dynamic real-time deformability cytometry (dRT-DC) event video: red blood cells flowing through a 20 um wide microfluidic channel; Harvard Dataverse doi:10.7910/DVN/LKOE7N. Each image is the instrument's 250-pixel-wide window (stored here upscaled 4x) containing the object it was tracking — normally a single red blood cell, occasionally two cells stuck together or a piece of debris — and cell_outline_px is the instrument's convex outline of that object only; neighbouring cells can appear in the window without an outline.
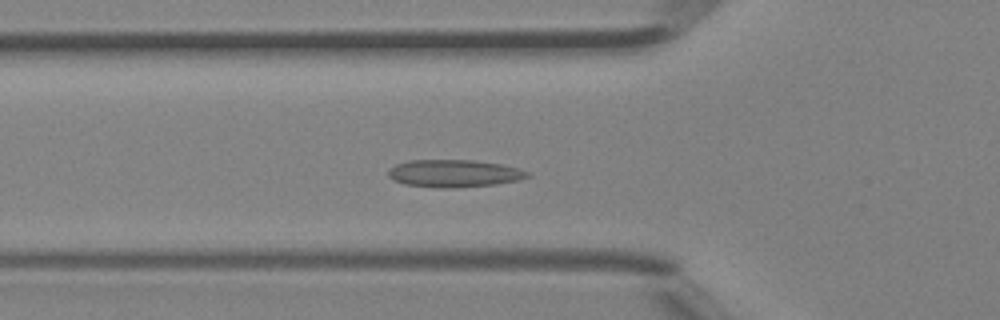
{"species": "Egyptian fruit bat (a non-hibernating species)", "species_latin": "Rousettus aegyptiacus", "temperature_condition": "room temperature", "stored_images_in_passage": 37, "camera_frame_rate_fps": 3000, "um_per_image_px": 0.085, "animal": {"sex": "female"}, "frame": {"image": 1, "passage_image": 7, "time_ms": 2.0, "image_size_px": [1000, 320], "cell_outline_px": [[532, 176], [520, 180], [496, 184], [444, 188], [440, 188], [404, 184], [392, 180], [388, 176], [388, 168], [396, 164], [408, 160], [472, 160], [500, 164], [520, 168], [528, 172]], "centroid_in_image_um": [38.59, 14.73], "position_along_channel_um": 87.2, "area_um2": 22.37}}
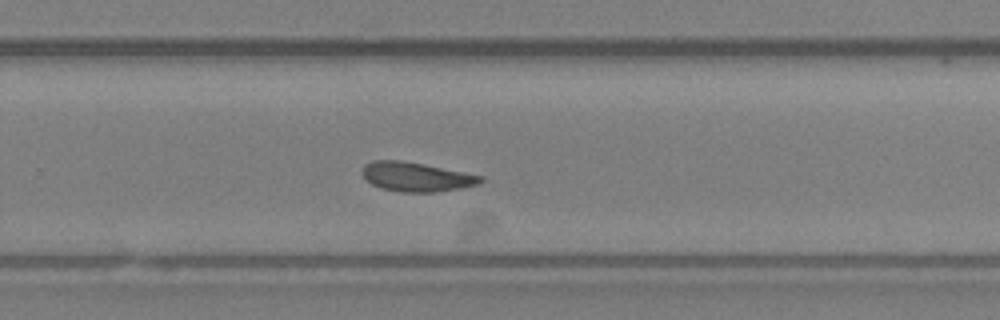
{"frame": {"image": 2, "passage_image": 21, "time_ms": 6.667, "image_size_px": [1000, 320], "cell_outline_px": [[484, 180], [476, 184], [460, 188], [436, 192], [400, 192], [380, 188], [372, 184], [360, 172], [364, 164], [372, 160], [400, 160], [464, 172], [484, 176]], "centroid_in_image_um": [35.34, 15.03], "position_along_channel_um": 294.5, "area_um2": 20.06}}
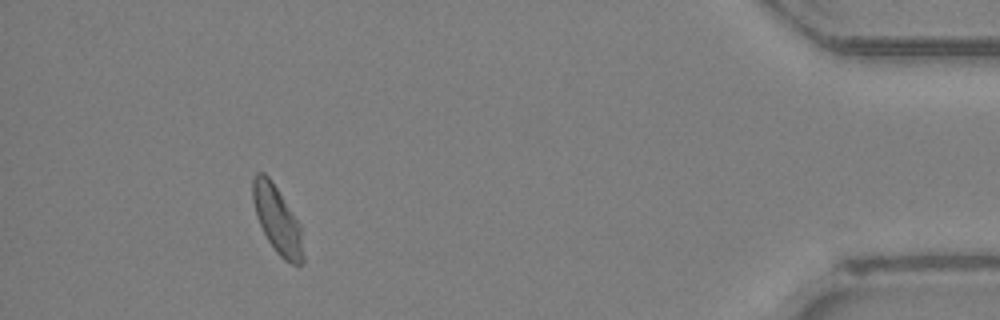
{"frame": {"image": 3, "passage_image": 33, "time_ms": 10.667, "image_size_px": [1000, 320], "cell_outline_px": [[304, 264], [292, 264], [284, 260], [276, 252], [268, 240], [256, 216], [252, 200], [252, 176], [256, 172], [264, 172], [268, 176], [300, 224], [304, 256]], "centroid_in_image_um": [23.55, 18.68], "position_along_channel_um": 411.6, "area_um2": 19.65}, "authors_computed_cell_mechanics": {"area_um2": 20.2878, "velocity_mm_per_s": 4.4496, "shape_relaxation_time_tau1_ms": null, "shape_relaxation_time_tau2_ms": 1.6709, "deformation_change_tau1": null, "deformation_change_tau2": 0.069}}